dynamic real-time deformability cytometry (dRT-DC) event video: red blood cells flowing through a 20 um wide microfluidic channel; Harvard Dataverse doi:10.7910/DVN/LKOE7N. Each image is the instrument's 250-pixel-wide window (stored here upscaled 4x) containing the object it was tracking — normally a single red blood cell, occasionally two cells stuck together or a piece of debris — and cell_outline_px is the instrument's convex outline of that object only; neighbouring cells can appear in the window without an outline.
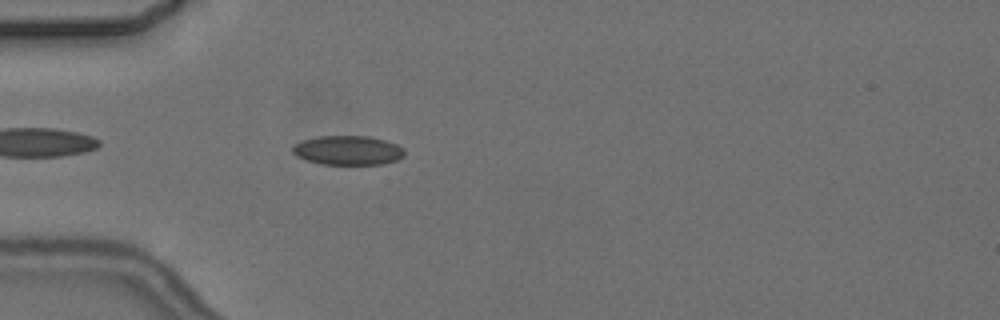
{"species": "common noctule bat (a hibernating species)", "species_latin": "Nyctalus noctula", "temperature_condition": "cold", "stored_images_in_passage": 5, "camera_frame_rate_fps": 3000, "um_per_image_px": 0.085, "animal": {"sex": "female", "body_mass_g": 24.6, "forearm_length_mm": 56.2}, "frame": {"image": 1, "passage_image": 5, "time_ms": 5.0, "image_size_px": [1000, 320], "cell_outline_px": [[404, 156], [396, 160], [384, 164], [324, 164], [308, 160], [296, 156], [292, 152], [292, 144], [304, 140], [320, 136], [368, 136], [384, 140], [396, 144], [404, 148]], "centroid_in_image_um": [29.57, 12.77], "position_along_channel_um": 55.4, "area_um2": 19.02}}